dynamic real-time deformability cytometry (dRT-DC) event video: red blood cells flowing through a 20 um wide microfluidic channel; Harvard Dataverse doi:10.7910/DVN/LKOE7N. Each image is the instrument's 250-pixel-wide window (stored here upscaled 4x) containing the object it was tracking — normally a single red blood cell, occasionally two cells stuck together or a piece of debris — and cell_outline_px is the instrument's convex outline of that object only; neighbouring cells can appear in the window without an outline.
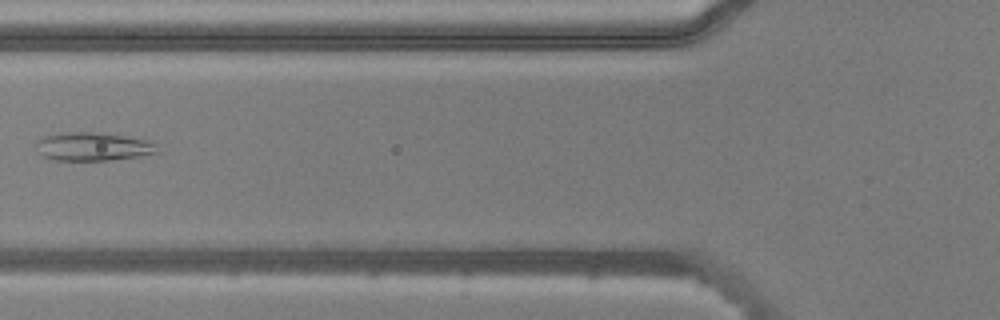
{"species": "common noctule bat (a hibernating species)", "species_latin": "Nyctalus noctula", "temperature_condition": "warm", "stored_images_in_passage": 5, "camera_frame_rate_fps": 3000, "um_per_image_px": 0.085, "animal": {"sex": "male", "body_mass_g": 20.5, "forearm_length_mm": 52.5}, "frame": {"image": 1, "passage_image": 4, "time_ms": 1.0, "image_size_px": [1000, 320], "cell_outline_px": [[160, 152], [140, 156], [108, 160], [52, 160], [44, 156], [40, 152], [36, 144], [36, 140], [44, 136], [60, 132], [88, 132], [124, 136], [152, 140], [156, 144]], "centroid_in_image_um": [7.93, 12.45], "position_along_channel_um": 117.9, "area_um2": 20.06}}